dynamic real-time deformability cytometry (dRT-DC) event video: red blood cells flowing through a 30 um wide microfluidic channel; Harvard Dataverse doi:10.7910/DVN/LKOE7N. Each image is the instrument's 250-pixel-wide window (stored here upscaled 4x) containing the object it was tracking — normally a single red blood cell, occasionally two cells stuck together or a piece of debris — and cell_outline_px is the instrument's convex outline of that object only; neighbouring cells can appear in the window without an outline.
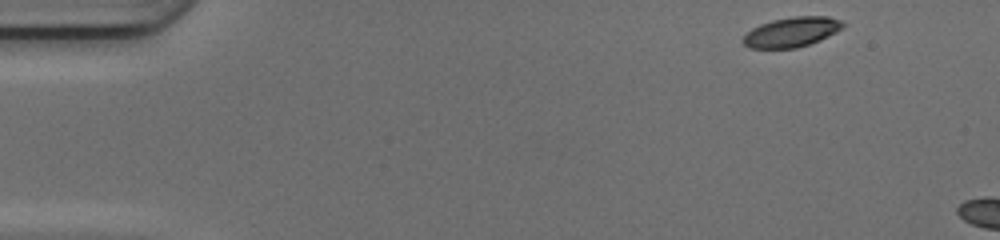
{"species": "common noctule bat (a hibernating species)", "species_latin": "Nyctalus noctula", "temperature_condition": "cold", "stored_images_in_passage": 5, "camera_frame_rate_fps": 3000, "um_per_image_px": 0.085, "animal": {"sex": "female", "body_mass_g": 17.0, "forearm_length_mm": 48.0}, "frame": {"image": 1, "passage_image": 1, "time_ms": 0.0, "image_size_px": [1000, 240], "cell_outline_px": [[844, 28], [820, 40], [796, 48], [748, 48], [740, 40], [752, 28], [760, 24], [772, 20], [792, 16], [828, 16], [840, 20], [844, 24]], "centroid_in_image_um": [67.28, 2.72], "position_along_channel_um": 17.7, "area_um2": 17.4}}